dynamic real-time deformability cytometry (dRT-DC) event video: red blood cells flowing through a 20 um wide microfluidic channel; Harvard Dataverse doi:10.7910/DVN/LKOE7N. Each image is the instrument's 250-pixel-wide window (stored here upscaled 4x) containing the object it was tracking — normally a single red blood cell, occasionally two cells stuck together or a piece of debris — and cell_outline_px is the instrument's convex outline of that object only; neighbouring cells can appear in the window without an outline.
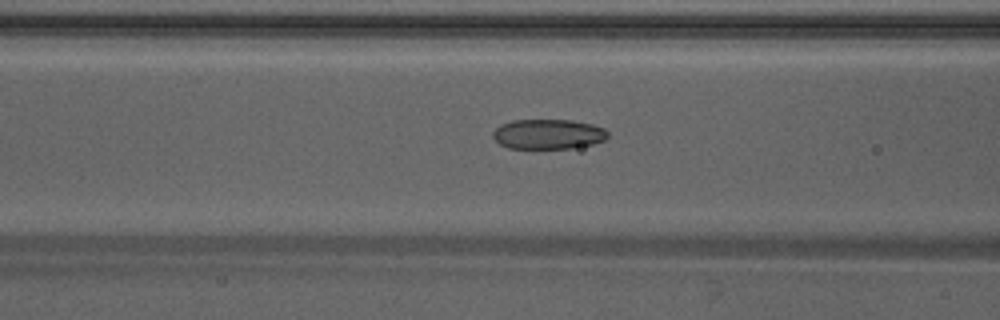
{"species": "Egyptian fruit bat (a non-hibernating species)", "species_latin": "Rousettus aegyptiacus", "temperature_condition": "warm", "stored_images_in_passage": 40, "camera_frame_rate_fps": 3000, "um_per_image_px": 0.085, "animal": {"sex": "male"}, "frame": {"image": 1, "passage_image": 15, "time_ms": 4.667, "image_size_px": [1000, 320], "cell_outline_px": [[608, 136], [604, 140], [592, 144], [572, 148], [508, 148], [500, 144], [492, 136], [492, 132], [500, 124], [512, 120], [572, 120], [592, 124], [604, 128], [608, 132]], "centroid_in_image_um": [46.58, 11.39], "position_along_channel_um": 120.0, "area_um2": 20.06}}
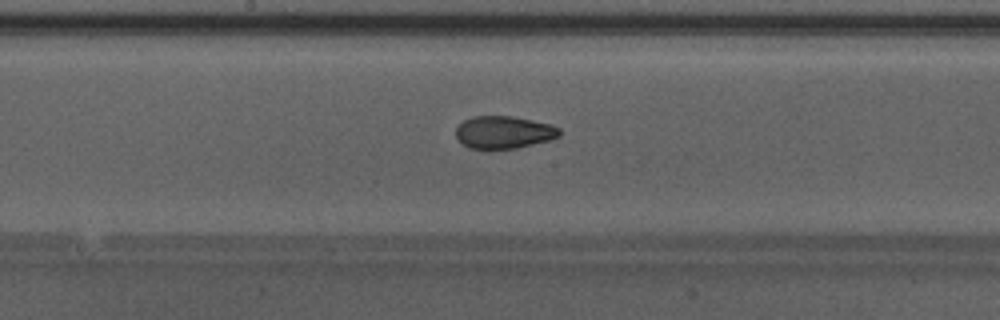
{"frame": {"image": 2, "passage_image": 21, "time_ms": 6.667, "image_size_px": [1000, 320], "cell_outline_px": [[560, 136], [548, 140], [516, 148], [468, 148], [456, 136], [456, 128], [464, 120], [472, 116], [512, 116], [552, 124], [560, 128]], "centroid_in_image_um": [42.84, 11.22], "position_along_channel_um": 205.4, "area_um2": 19.42}}
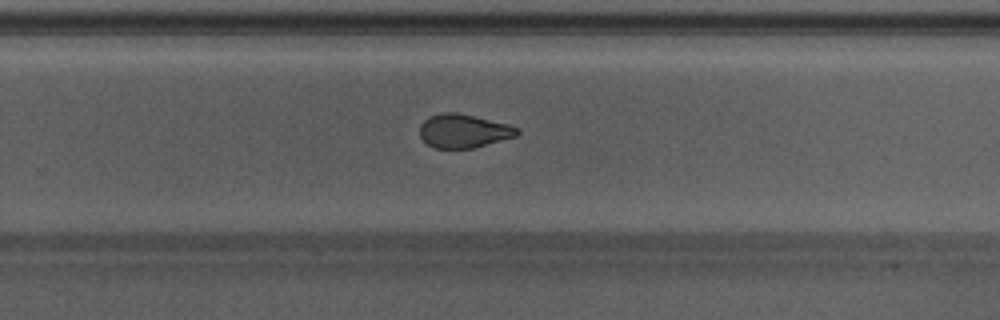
{"frame": {"image": 3, "passage_image": 27, "time_ms": 8.667, "image_size_px": [1000, 320], "cell_outline_px": [[520, 132], [516, 136], [472, 148], [436, 148], [428, 144], [420, 136], [420, 124], [428, 116], [444, 112], [456, 112], [508, 124], [516, 128]], "centroid_in_image_um": [39.37, 11.12], "position_along_channel_um": 290.4, "area_um2": 18.84}, "authors_computed_cell_mechanics": {"area_um2": 20.1433, "velocity_mm_per_s": 4.27, "shape_relaxation_time_tau1_ms": null, "shape_relaxation_time_tau2_ms": 1.5436, "deformation_change_tau1": null, "deformation_change_tau2": 0.0741}}